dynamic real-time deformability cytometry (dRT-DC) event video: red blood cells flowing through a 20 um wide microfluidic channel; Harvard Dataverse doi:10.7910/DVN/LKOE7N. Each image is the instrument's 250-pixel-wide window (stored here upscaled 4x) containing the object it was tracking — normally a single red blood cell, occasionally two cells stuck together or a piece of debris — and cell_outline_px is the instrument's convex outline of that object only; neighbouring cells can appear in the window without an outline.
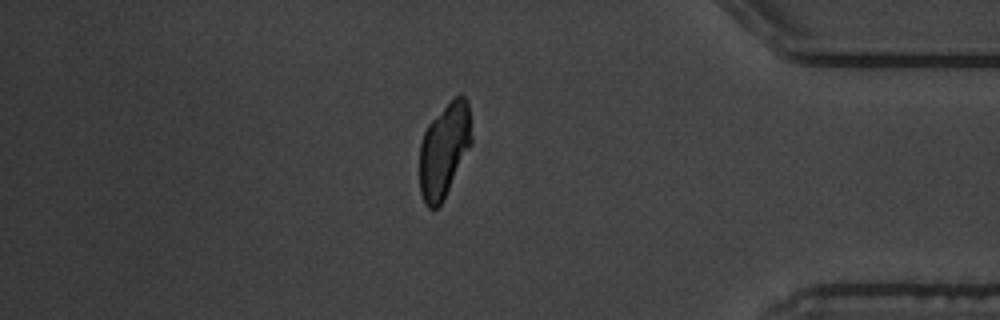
{"species": "common noctule bat (a hibernating species)", "species_latin": "Nyctalus noctula", "temperature_condition": "warm", "stored_images_in_passage": 15, "segment_of_instrument_passage": [2, 2], "camera_frame_rate_fps": 3000, "um_per_image_px": 0.085, "animal": {"sex": "male", "body_mass_g": 19.5, "forearm_length_mm": 54.6}, "frame": {"image": 1, "passage_image": 15, "time_ms": 16.333, "image_size_px": [1000, 320], "cell_outline_px": [[472, 144], [444, 200], [436, 208], [428, 208], [420, 192], [420, 144], [424, 132], [428, 124], [460, 92], [468, 100], [472, 136]], "centroid_in_image_um": [37.78, 12.77], "position_along_channel_um": 397.4, "area_um2": 28.55}}